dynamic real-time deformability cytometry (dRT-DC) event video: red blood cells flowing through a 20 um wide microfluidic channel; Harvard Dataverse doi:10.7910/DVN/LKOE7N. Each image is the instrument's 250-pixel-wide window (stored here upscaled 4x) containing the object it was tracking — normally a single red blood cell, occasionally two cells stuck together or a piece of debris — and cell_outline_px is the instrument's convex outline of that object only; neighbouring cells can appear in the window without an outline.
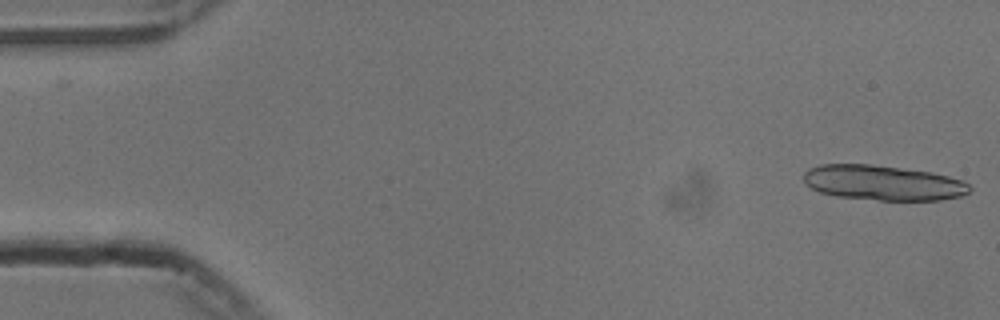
{"species": "common noctule bat (a hibernating species)", "species_latin": "Nyctalus noctula", "temperature_condition": "cold", "stored_images_in_passage": 15, "camera_frame_rate_fps": 3000, "um_per_image_px": 0.085, "animal": {"sex": "male", "body_mass_g": 13.3}, "frame": {"image": 1, "passage_image": 1, "time_ms": 0.0, "image_size_px": [1000, 320], "cell_outline_px": [[972, 188], [968, 192], [960, 196], [940, 200], [880, 200], [836, 196], [820, 192], [804, 184], [804, 172], [808, 168], [820, 164], [872, 164], [932, 172], [948, 176], [960, 180], [968, 184]], "centroid_in_image_um": [75.02, 15.53], "position_along_channel_um": 10.0, "area_um2": 33.93}}